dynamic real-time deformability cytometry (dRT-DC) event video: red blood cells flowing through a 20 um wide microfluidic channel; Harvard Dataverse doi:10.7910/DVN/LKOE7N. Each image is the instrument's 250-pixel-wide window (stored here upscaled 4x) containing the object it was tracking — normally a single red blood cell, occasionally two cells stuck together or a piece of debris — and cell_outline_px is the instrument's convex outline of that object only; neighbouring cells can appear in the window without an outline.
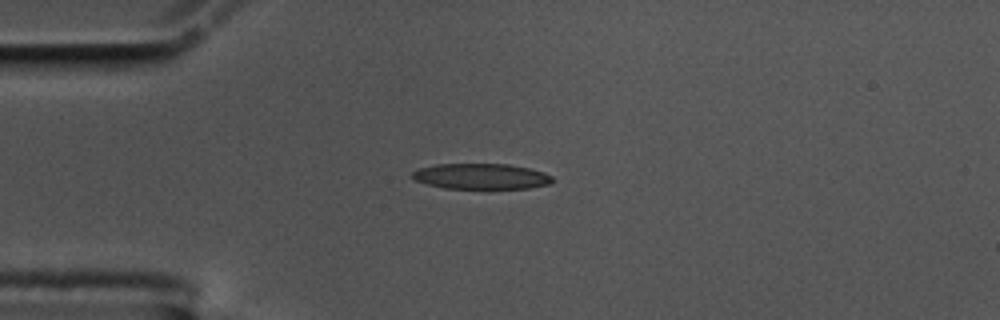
{"species": "common noctule bat (a hibernating species)", "species_latin": "Nyctalus noctula", "temperature_condition": "cold", "stored_images_in_passage": 44, "camera_frame_rate_fps": 3000, "um_per_image_px": 0.085, "animal": {"sex": "male", "body_mass_g": 17.5, "forearm_length_mm": 52.3}, "frame": {"image": 1, "passage_image": 1, "time_ms": 0.0, "image_size_px": [1000, 320], "cell_outline_px": [[552, 184], [528, 188], [444, 188], [412, 180], [412, 172], [420, 168], [436, 164], [508, 164], [528, 168], [544, 172], [552, 176]], "centroid_in_image_um": [40.9, 14.99], "position_along_channel_um": 44.1, "area_um2": 20.87}}
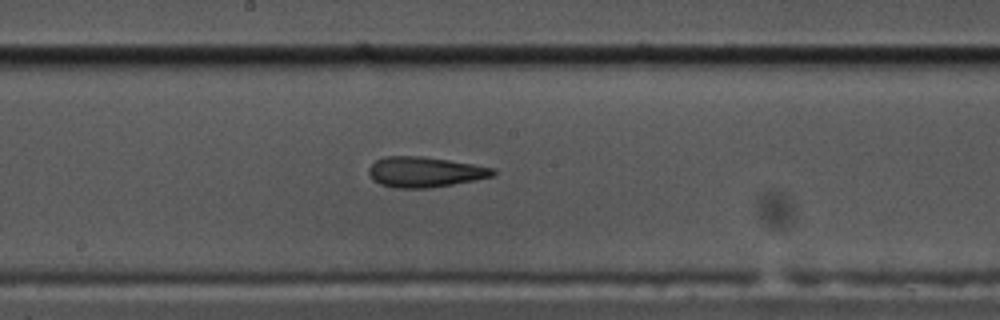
{"frame": {"image": 2, "passage_image": 17, "time_ms": 5.333, "image_size_px": [1000, 320], "cell_outline_px": [[496, 176], [476, 180], [428, 188], [396, 188], [380, 184], [372, 180], [368, 172], [368, 168], [376, 160], [384, 156], [424, 156], [496, 168]], "centroid_in_image_um": [36.12, 14.62], "position_along_channel_um": 212.1, "area_um2": 22.14}}
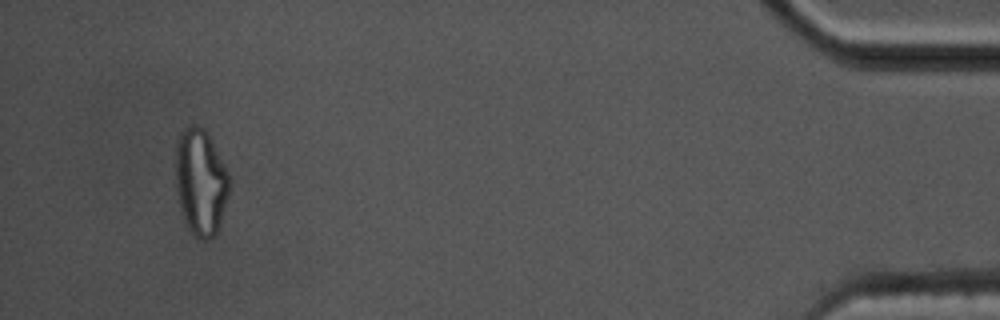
{"frame": {"image": 3, "passage_image": 41, "time_ms": 13.333, "image_size_px": [1000, 320], "cell_outline_px": [[228, 196], [220, 224], [216, 232], [208, 240], [200, 240], [188, 228], [180, 204], [176, 188], [176, 140], [180, 132], [188, 124], [192, 124], [204, 128], [208, 132], [228, 172]], "centroid_in_image_um": [17.05, 15.42], "position_along_channel_um": 418.2, "area_um2": 33.12}, "authors_computed_cell_mechanics": {"area_um2": 22.1952, "velocity_mm_per_s": 3.4889, "shape_relaxation_time_tau1_ms": 9.2963, "shape_relaxation_time_tau2_ms": 3.3199, "deformation_change_tau1": 0.2627, "deformation_change_tau2": 0.15}}